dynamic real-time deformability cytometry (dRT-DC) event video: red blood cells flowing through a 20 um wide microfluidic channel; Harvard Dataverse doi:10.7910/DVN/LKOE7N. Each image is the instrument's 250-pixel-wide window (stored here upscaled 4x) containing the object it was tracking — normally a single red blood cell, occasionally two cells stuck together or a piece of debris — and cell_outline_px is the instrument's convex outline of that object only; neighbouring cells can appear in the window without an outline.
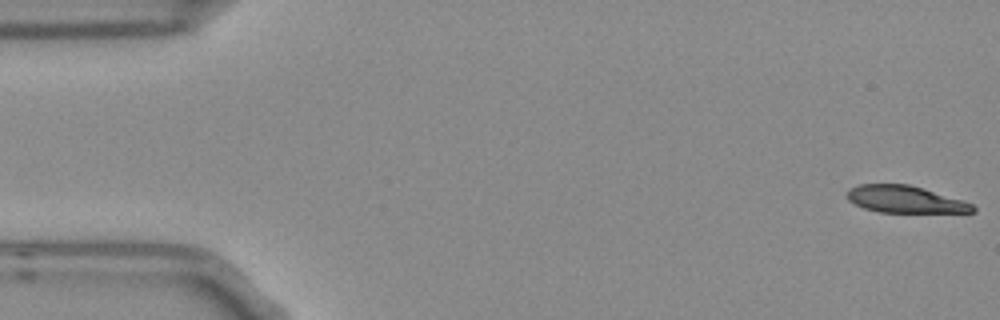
{"species": "Egyptian fruit bat (a non-hibernating species)", "species_latin": "Rousettus aegyptiacus", "temperature_condition": "room temperature", "stored_images_in_passage": 5, "camera_frame_rate_fps": 3000, "um_per_image_px": 0.085, "frame": {"image": 1, "passage_image": 1, "time_ms": 0.0, "image_size_px": [1000, 320], "cell_outline_px": [[976, 212], [880, 212], [864, 208], [848, 200], [848, 188], [860, 184], [908, 184], [964, 200], [972, 204], [976, 208]], "centroid_in_image_um": [76.95, 16.94], "position_along_channel_um": 8.1, "area_um2": 19.65}}